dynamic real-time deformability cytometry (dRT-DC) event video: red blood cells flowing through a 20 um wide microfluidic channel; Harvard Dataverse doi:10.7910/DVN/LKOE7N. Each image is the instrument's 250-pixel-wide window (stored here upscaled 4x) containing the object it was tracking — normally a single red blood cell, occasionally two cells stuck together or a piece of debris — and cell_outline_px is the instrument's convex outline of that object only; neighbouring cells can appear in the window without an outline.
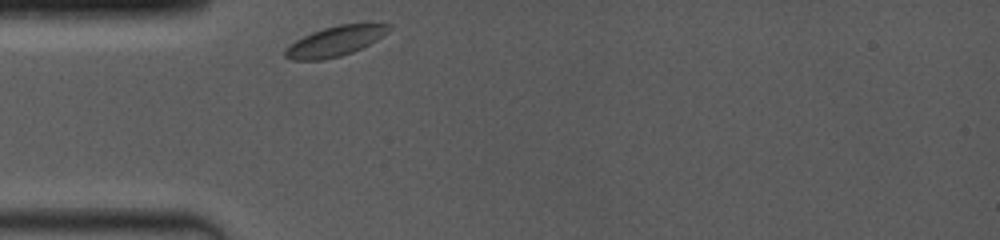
{"species": "common noctule bat (a hibernating species)", "species_latin": "Nyctalus noctula", "temperature_condition": "room temperature", "stored_images_in_passage": 11, "camera_frame_rate_fps": 4000, "um_per_image_px": 0.085, "animal": {"sex": "female", "body_mass_g": 19.0, "forearm_length_mm": 53.3}, "frame": {"image": 1, "passage_image": 1, "time_ms": 0.0, "image_size_px": [1000, 240], "cell_outline_px": [[392, 28], [388, 32], [376, 40], [352, 52], [340, 56], [324, 60], [292, 60], [284, 56], [284, 48], [296, 40], [312, 32], [324, 28], [340, 24], [392, 24]], "centroid_in_image_um": [28.46, 3.51], "position_along_channel_um": 56.5, "area_um2": 17.98}}
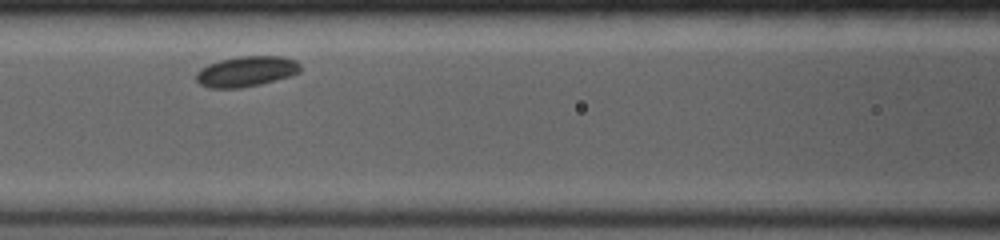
{"frame": {"image": 2, "passage_image": 5, "time_ms": 2.5, "image_size_px": [1000, 240], "cell_outline_px": [[300, 72], [292, 76], [260, 84], [240, 88], [208, 88], [200, 84], [196, 80], [196, 72], [200, 68], [208, 64], [220, 60], [236, 56], [280, 56], [296, 60], [300, 64]], "centroid_in_image_um": [20.93, 6.07], "position_along_channel_um": 145.7, "area_um2": 18.67}}
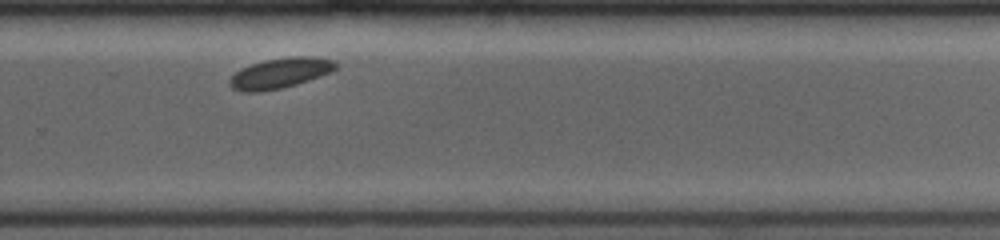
{"frame": {"image": 3, "passage_image": 10, "time_ms": 6.75, "image_size_px": [1000, 240], "cell_outline_px": [[340, 64], [336, 68], [320, 76], [296, 84], [280, 88], [260, 92], [240, 92], [232, 88], [228, 84], [228, 80], [240, 68], [264, 60], [288, 56], [316, 56], [332, 60]], "centroid_in_image_um": [23.78, 6.21], "position_along_channel_um": 306.0, "area_um2": 18.84}}